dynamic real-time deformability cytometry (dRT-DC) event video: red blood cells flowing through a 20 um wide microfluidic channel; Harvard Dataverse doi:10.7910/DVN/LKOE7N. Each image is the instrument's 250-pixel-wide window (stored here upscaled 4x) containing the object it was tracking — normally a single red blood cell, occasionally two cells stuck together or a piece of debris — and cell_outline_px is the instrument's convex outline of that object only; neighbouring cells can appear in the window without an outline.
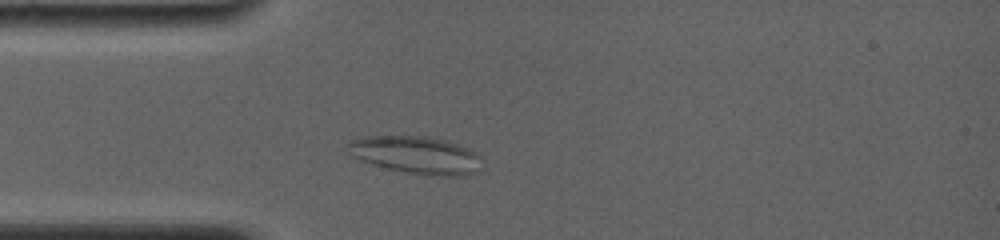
{"species": "common noctule bat (a hibernating species)", "species_latin": "Nyctalus noctula", "temperature_condition": "room temperature", "stored_images_in_passage": 7, "camera_frame_rate_fps": 4000, "um_per_image_px": 0.085, "animal": {"sex": "female", "body_mass_g": 19.0, "forearm_length_mm": 56.7}, "frame": {"image": 1, "passage_image": 5, "time_ms": 2.5, "image_size_px": [1000, 240], "cell_outline_px": [[480, 156], [476, 172], [464, 176], [452, 176], [408, 172], [388, 168], [360, 160], [352, 156], [348, 144], [348, 140], [364, 136], [424, 136], [444, 140], [460, 144], [476, 152]], "centroid_in_image_um": [35.36, 13.15], "position_along_channel_um": 49.6, "area_um2": 28.78}}
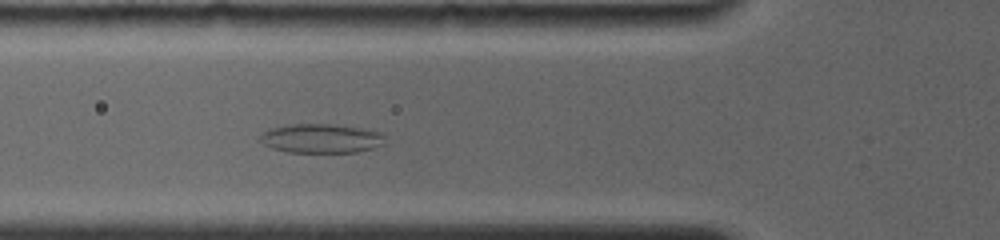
{"frame": {"image": 2, "passage_image": 7, "time_ms": 4.0, "image_size_px": [1000, 240], "cell_outline_px": [[384, 144], [372, 148], [356, 152], [288, 152], [272, 148], [264, 144], [260, 140], [260, 136], [268, 128], [288, 124], [332, 124], [360, 128], [380, 132], [384, 136]], "centroid_in_image_um": [27.27, 11.76], "position_along_channel_um": 98.5, "area_um2": 21.15}}